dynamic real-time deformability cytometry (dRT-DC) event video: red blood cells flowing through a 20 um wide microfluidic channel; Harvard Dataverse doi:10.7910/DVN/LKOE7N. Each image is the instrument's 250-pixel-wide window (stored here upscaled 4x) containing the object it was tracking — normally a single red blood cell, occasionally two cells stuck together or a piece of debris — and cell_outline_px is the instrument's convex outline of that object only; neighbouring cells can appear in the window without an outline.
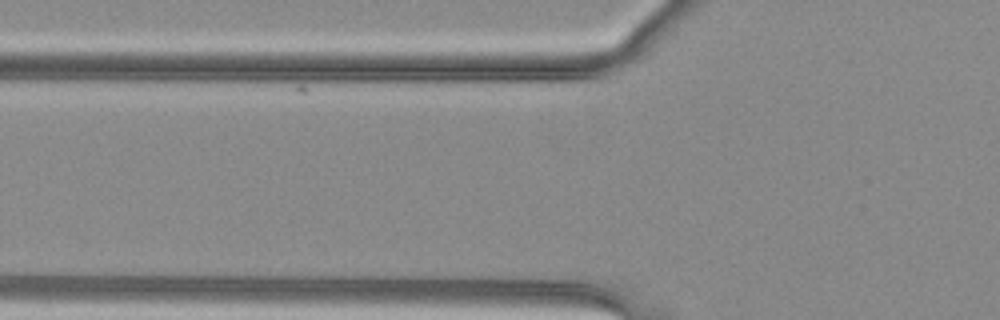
{"species": "common noctule bat (a hibernating species)", "species_latin": "Nyctalus noctula", "temperature_condition": "warm", "stored_images_in_passage": 6, "segment_of_instrument_passage": [2, 2], "camera_frame_rate_fps": 3000, "um_per_image_px": 0.085, "animal": {"sex": "female", "body_mass_g": 29.2, "forearm_length_mm": 56.3}, "frame": {"image": 1, "passage_image": 3, "time_ms": 0.667, "image_size_px": [1000, 320], "cell_outline_px": [[576, 264], [548, 264], [448, 260], [428, 256], [428, 252], [484, 248], [564, 256], [572, 260]], "centroid_in_image_um": [42.53, 21.81], "position_along_channel_um": 83.3, "area_um2": 10.69}}